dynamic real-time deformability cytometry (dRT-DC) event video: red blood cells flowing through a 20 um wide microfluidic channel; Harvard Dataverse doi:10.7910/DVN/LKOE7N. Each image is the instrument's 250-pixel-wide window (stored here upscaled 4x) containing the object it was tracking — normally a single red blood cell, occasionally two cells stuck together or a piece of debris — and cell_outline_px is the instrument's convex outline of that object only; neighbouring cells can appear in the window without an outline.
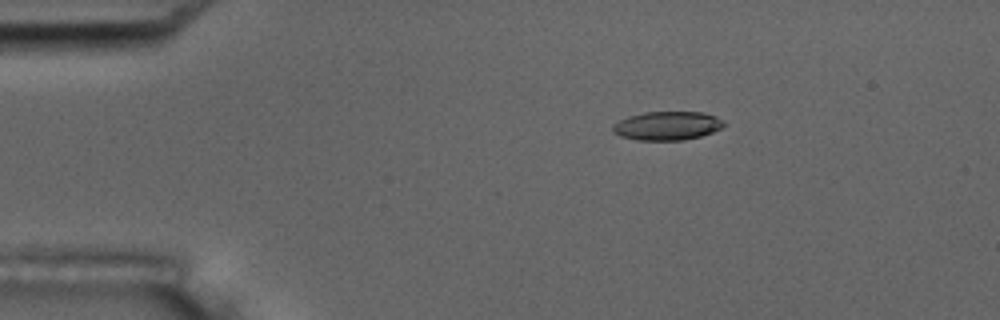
{"species": "common noctule bat (a hibernating species)", "species_latin": "Nyctalus noctula", "temperature_condition": "room temperature", "stored_images_in_passage": 15, "camera_frame_rate_fps": 3000, "um_per_image_px": 0.085, "animal": {"sex": "male", "body_mass_g": 17.5, "forearm_length_mm": 52.3}, "frame": {"image": 1, "passage_image": 3, "time_ms": 2.333, "image_size_px": [1000, 320], "cell_outline_px": [[724, 124], [720, 128], [712, 132], [700, 136], [684, 140], [636, 140], [620, 136], [612, 132], [612, 124], [628, 116], [644, 112], [704, 112], [716, 116], [724, 120]], "centroid_in_image_um": [56.69, 10.69], "position_along_channel_um": 28.3, "area_um2": 18.67}, "authors_computed_cell_mechanics": {"area_um2": 19.4208, "velocity_mm_per_s": 3.5558, "shape_relaxation_time_tau1_ms": 6.0492, "shape_relaxation_time_tau2_ms": 3.3409, "deformation_change_tau1": 0.1669, "deformation_change_tau2": 0.0993}}